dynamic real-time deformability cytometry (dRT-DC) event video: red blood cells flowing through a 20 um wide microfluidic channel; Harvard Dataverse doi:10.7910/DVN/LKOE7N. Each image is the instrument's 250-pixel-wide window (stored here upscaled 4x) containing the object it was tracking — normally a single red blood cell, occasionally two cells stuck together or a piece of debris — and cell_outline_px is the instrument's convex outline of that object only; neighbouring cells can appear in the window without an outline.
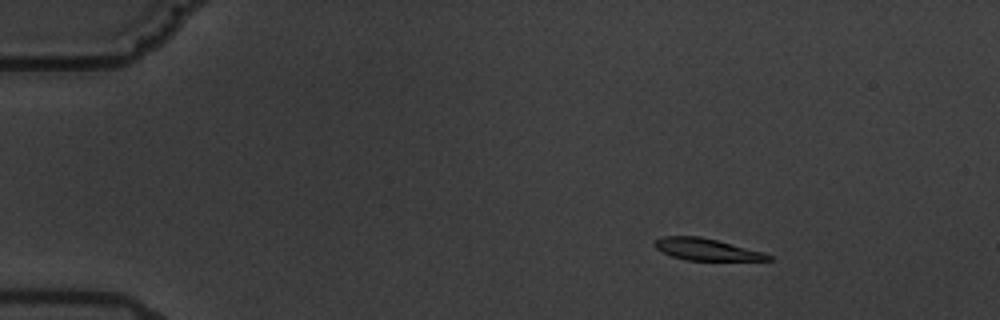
{"species": "common noctule bat (a hibernating species)", "species_latin": "Nyctalus noctula", "temperature_condition": "warm", "stored_images_in_passage": 17, "camera_frame_rate_fps": 3000, "um_per_image_px": 0.085, "animal": {"sex": "male", "body_mass_g": 19.5, "forearm_length_mm": 54.6}, "frame": {"image": 1, "passage_image": 3, "time_ms": 2.333, "image_size_px": [1000, 320], "cell_outline_px": [[772, 260], [684, 260], [672, 256], [656, 248], [652, 244], [656, 240], [664, 236], [700, 236], [764, 252], [772, 256]], "centroid_in_image_um": [60.04, 21.2], "position_along_channel_um": 25.0, "area_um2": 14.28}}
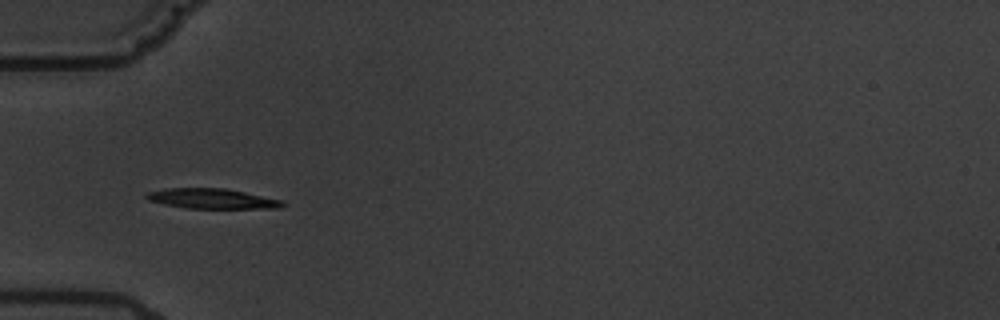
{"frame": {"image": 2, "passage_image": 6, "time_ms": 6.0, "image_size_px": [1000, 320], "cell_outline_px": [[288, 204], [280, 208], [184, 208], [164, 204], [148, 200], [144, 196], [148, 192], [164, 188], [224, 188], [284, 200]], "centroid_in_image_um": [18.05, 16.88], "position_along_channel_um": 67.0, "area_um2": 16.01}}
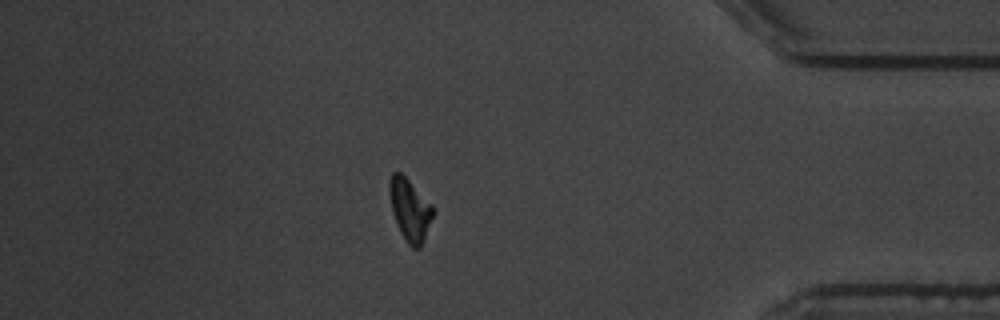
{"frame": {"image": 3, "passage_image": 15, "time_ms": 16.667, "image_size_px": [1000, 320], "cell_outline_px": [[436, 212], [424, 240], [420, 248], [412, 248], [408, 244], [400, 232], [396, 224], [392, 212], [388, 192], [388, 180], [392, 172], [400, 172], [432, 204]], "centroid_in_image_um": [34.84, 17.83], "position_along_channel_um": 400.4, "area_um2": 16.07}, "authors_computed_cell_mechanics": {"area_um2": 16.0106, "velocity_mm_per_s": 3.441, "shape_relaxation_time_tau1_ms": 1.9749, "shape_relaxation_time_tau2_ms": 2.2003, "deformation_change_tau1": 0.0841, "deformation_change_tau2": 0.0542}}